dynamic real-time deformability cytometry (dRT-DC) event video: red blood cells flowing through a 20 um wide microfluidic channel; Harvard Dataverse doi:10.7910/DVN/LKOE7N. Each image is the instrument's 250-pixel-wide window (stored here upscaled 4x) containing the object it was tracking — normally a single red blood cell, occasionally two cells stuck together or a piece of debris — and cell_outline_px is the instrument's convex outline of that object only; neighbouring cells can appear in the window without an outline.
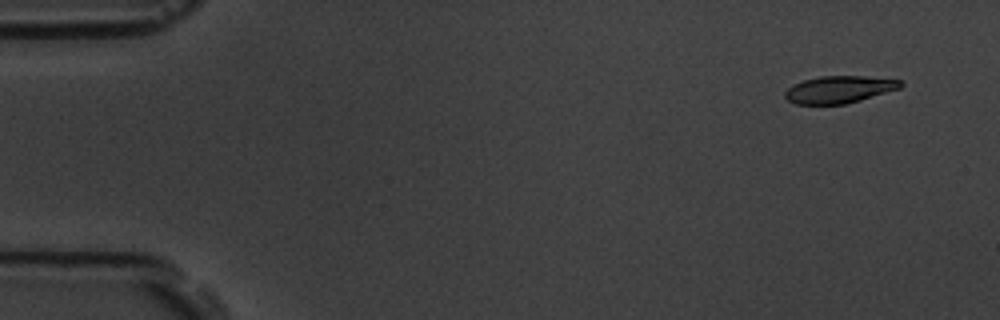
{"species": "common noctule bat (a hibernating species)", "species_latin": "Nyctalus noctula", "temperature_condition": "room temperature", "stored_images_in_passage": 10, "camera_frame_rate_fps": 3000, "um_per_image_px": 0.085, "animal": {"sex": "male", "body_mass_g": 19.5, "forearm_length_mm": 54.6}, "frame": {"image": 1, "passage_image": 2, "time_ms": 1.0, "image_size_px": [1000, 320], "cell_outline_px": [[904, 84], [900, 88], [860, 100], [844, 104], [796, 104], [788, 100], [784, 96], [784, 92], [792, 84], [804, 80], [820, 76], [864, 76], [900, 80]], "centroid_in_image_um": [71.3, 7.6], "position_along_channel_um": 13.7, "area_um2": 18.21}}
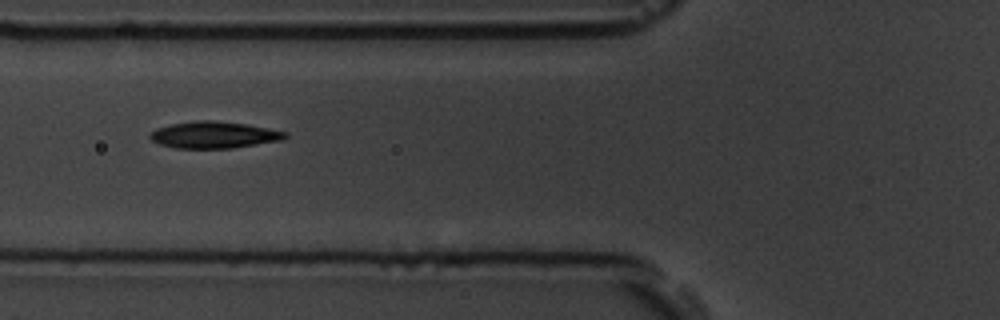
{"frame": {"image": 2, "passage_image": 7, "time_ms": 7.0, "image_size_px": [1000, 320], "cell_outline_px": [[288, 136], [284, 140], [232, 148], [176, 148], [160, 144], [152, 140], [148, 136], [148, 132], [156, 128], [172, 124], [196, 120], [216, 120], [244, 124], [268, 128], [288, 132]], "centroid_in_image_um": [18.19, 11.46], "position_along_channel_um": 107.6, "area_um2": 21.15}}
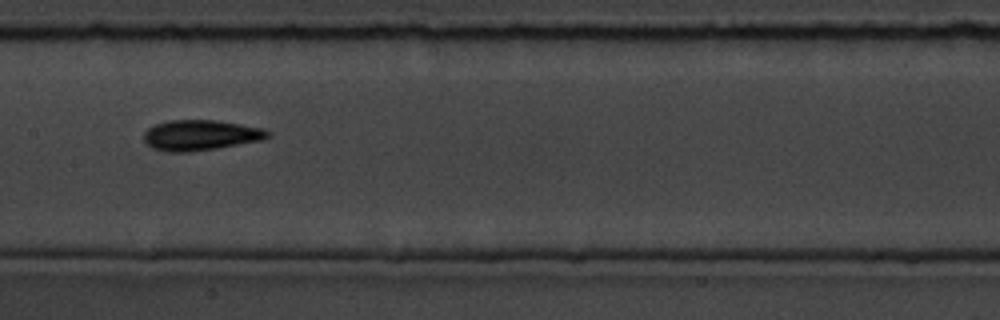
{"frame": {"image": 3, "passage_image": 9, "time_ms": 9.333, "image_size_px": [1000, 320], "cell_outline_px": [[268, 136], [264, 140], [216, 148], [188, 152], [168, 152], [152, 148], [144, 140], [144, 132], [148, 128], [156, 124], [168, 120], [216, 120], [264, 128], [268, 132]], "centroid_in_image_um": [17.03, 11.49], "position_along_channel_um": 190.4, "area_um2": 21.91}}